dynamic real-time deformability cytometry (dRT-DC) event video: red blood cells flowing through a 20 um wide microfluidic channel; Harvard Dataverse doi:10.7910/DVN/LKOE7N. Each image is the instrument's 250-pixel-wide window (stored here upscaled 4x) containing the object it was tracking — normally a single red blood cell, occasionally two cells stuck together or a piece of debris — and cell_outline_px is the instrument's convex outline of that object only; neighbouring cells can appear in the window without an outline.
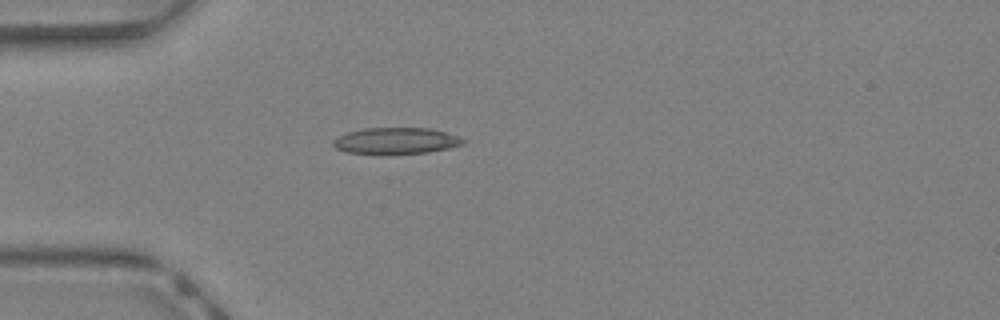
{"species": "Egyptian fruit bat (a non-hibernating species)", "species_latin": "Rousettus aegyptiacus", "temperature_condition": "warm", "stored_images_in_passage": 5, "camera_frame_rate_fps": 3000, "um_per_image_px": 0.085, "animal": {"sex": "female"}, "frame": {"image": 1, "passage_image": 1, "time_ms": 0.0, "image_size_px": [1000, 320], "cell_outline_px": [[464, 144], [448, 148], [428, 152], [344, 152], [336, 148], [332, 144], [332, 140], [348, 132], [364, 128], [428, 128], [460, 136], [464, 140]], "centroid_in_image_um": [33.67, 11.94], "position_along_channel_um": 51.3, "area_um2": 19.25}}
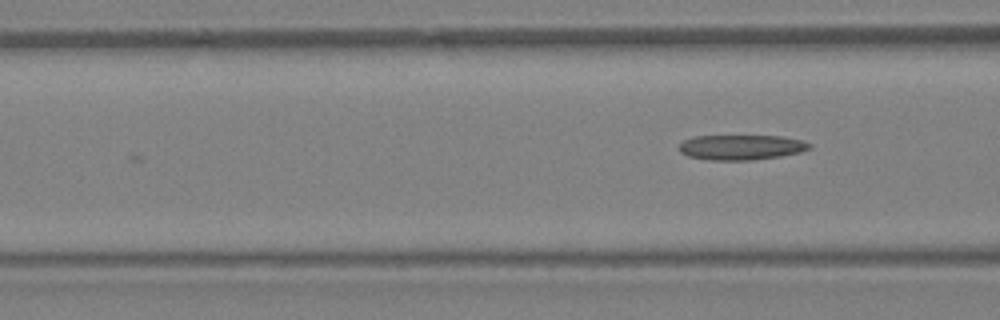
{"frame": {"image": 2, "passage_image": 5, "time_ms": 1.333, "image_size_px": [1000, 320], "cell_outline_px": [[812, 144], [808, 148], [800, 152], [780, 156], [752, 160], [708, 160], [688, 156], [680, 152], [680, 144], [684, 140], [692, 136], [780, 136], [804, 140]], "centroid_in_image_um": [62.99, 12.51], "position_along_channel_um": 103.6, "area_um2": 19.02}}